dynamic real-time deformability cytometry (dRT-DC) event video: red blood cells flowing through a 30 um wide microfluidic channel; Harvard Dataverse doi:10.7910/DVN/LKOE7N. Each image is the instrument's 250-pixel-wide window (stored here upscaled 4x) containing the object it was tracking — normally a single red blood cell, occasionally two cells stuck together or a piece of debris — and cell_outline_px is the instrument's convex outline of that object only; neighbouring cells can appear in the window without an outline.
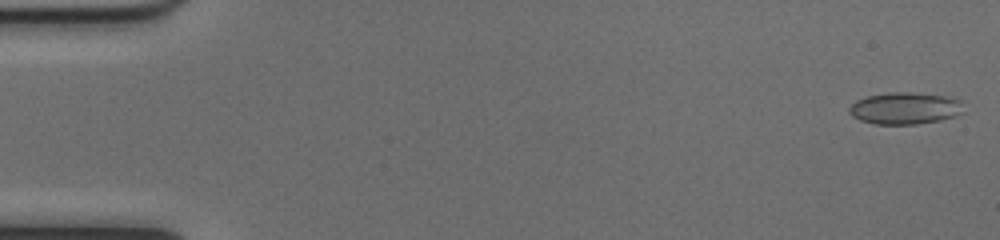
{"species": "common noctule bat (a hibernating species)", "species_latin": "Nyctalus noctula", "temperature_condition": "cold", "stored_images_in_passage": 51, "camera_frame_rate_fps": 3000, "um_per_image_px": 0.085, "animal": {"sex": "female", "body_mass_g": 17.0, "forearm_length_mm": 48.0}, "frame": {"image": 1, "passage_image": 1, "time_ms": 0.0, "image_size_px": [1000, 240], "cell_outline_px": [[964, 112], [956, 116], [940, 120], [916, 124], [876, 124], [860, 120], [852, 116], [848, 112], [848, 108], [856, 100], [868, 96], [888, 92], [908, 92], [948, 96], [960, 100]], "centroid_in_image_um": [76.92, 9.2], "position_along_channel_um": 8.1, "area_um2": 21.33}}
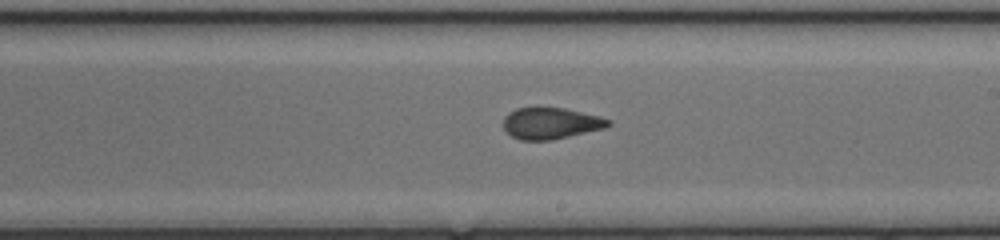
{"frame": {"image": 2, "passage_image": 30, "time_ms": 9.667, "image_size_px": [1000, 240], "cell_outline_px": [[612, 124], [604, 128], [552, 140], [520, 140], [512, 136], [504, 128], [504, 116], [508, 112], [516, 108], [564, 108], [600, 116], [612, 120]], "centroid_in_image_um": [46.83, 10.48], "position_along_channel_um": 242.2, "area_um2": 19.13}}
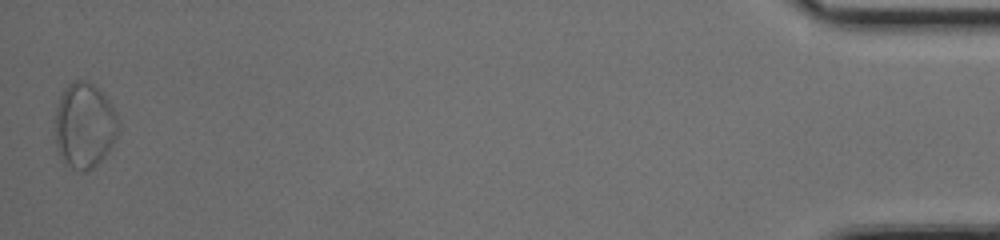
{"frame": {"image": 3, "passage_image": 51, "time_ms": 16.667, "image_size_px": [1000, 240], "cell_outline_px": [[120, 128], [108, 152], [92, 168], [84, 172], [80, 172], [64, 164], [56, 144], [56, 108], [60, 96], [64, 88], [72, 80], [88, 80], [108, 100], [120, 124]], "centroid_in_image_um": [7.17, 10.67], "position_along_channel_um": 428.0, "area_um2": 31.33}, "authors_computed_cell_mechanics": {"area_um2": 20.0566, "velocity_mm_per_s": 4.0145, "shape_relaxation_time_tau1_ms": 8.5628, "shape_relaxation_time_tau2_ms": 1.6463, "deformation_change_tau1": 0.1787, "deformation_change_tau2": 0.0623}}